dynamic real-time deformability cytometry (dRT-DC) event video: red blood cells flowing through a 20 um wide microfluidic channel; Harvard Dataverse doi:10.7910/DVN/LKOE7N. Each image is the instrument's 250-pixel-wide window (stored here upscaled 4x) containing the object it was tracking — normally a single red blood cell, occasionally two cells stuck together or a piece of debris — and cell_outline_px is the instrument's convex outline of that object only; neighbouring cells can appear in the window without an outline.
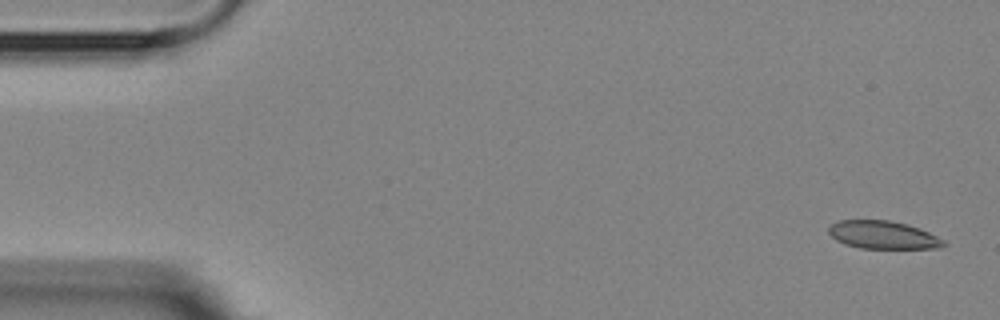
{"species": "Egyptian fruit bat (a non-hibernating species)", "species_latin": "Rousettus aegyptiacus", "temperature_condition": "room temperature", "stored_images_in_passage": 6, "camera_frame_rate_fps": 3000, "um_per_image_px": 0.085, "animal": {"sex": "female"}, "frame": {"image": 1, "passage_image": 1, "time_ms": 0.0, "image_size_px": [1000, 320], "cell_outline_px": [[948, 244], [940, 248], [860, 248], [844, 244], [836, 240], [828, 232], [828, 228], [836, 220], [888, 220], [908, 224], [920, 228], [944, 240]], "centroid_in_image_um": [75.05, 19.96], "position_along_channel_um": 9.9, "area_um2": 18.79}}